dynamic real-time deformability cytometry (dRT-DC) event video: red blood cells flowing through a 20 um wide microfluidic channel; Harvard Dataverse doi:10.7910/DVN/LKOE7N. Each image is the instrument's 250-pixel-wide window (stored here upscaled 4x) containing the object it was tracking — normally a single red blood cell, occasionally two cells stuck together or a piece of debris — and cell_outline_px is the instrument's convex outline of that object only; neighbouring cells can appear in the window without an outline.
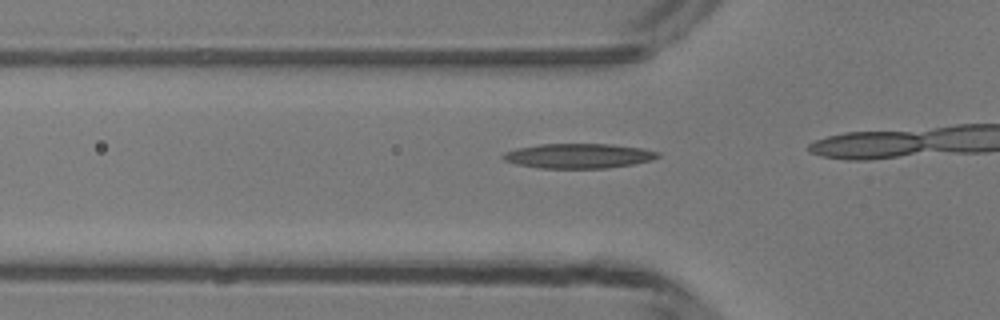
{"species": "common noctule bat (a hibernating species)", "species_latin": "Nyctalus noctula", "temperature_condition": "room temperature", "stored_images_in_passage": 10, "camera_frame_rate_fps": 3000, "um_per_image_px": 0.085, "animal": {"sex": "male", "body_mass_g": 13.3}, "frame": {"image": 1, "passage_image": 6, "time_ms": 1.667, "image_size_px": [1000, 320], "cell_outline_px": [[660, 156], [652, 160], [632, 164], [608, 168], [540, 168], [516, 164], [504, 160], [500, 156], [504, 152], [516, 148], [540, 144], [612, 144], [644, 148], [660, 152]], "centroid_in_image_um": [49.18, 13.24], "position_along_channel_um": 76.6, "area_um2": 22.48}}
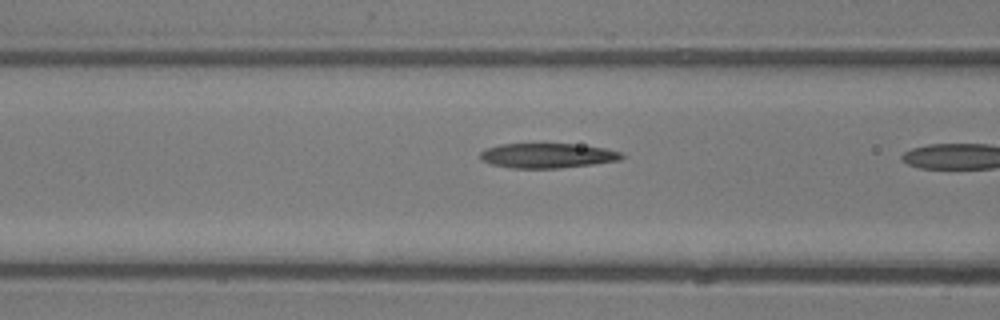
{"frame": {"image": 2, "passage_image": 9, "time_ms": 2.667, "image_size_px": [1000, 320], "cell_outline_px": [[624, 156], [620, 160], [592, 164], [560, 168], [512, 168], [492, 164], [480, 160], [480, 152], [484, 148], [500, 144], [576, 144], [604, 148], [620, 152]], "centroid_in_image_um": [46.49, 13.22], "position_along_channel_um": 120.1, "area_um2": 20.4}}